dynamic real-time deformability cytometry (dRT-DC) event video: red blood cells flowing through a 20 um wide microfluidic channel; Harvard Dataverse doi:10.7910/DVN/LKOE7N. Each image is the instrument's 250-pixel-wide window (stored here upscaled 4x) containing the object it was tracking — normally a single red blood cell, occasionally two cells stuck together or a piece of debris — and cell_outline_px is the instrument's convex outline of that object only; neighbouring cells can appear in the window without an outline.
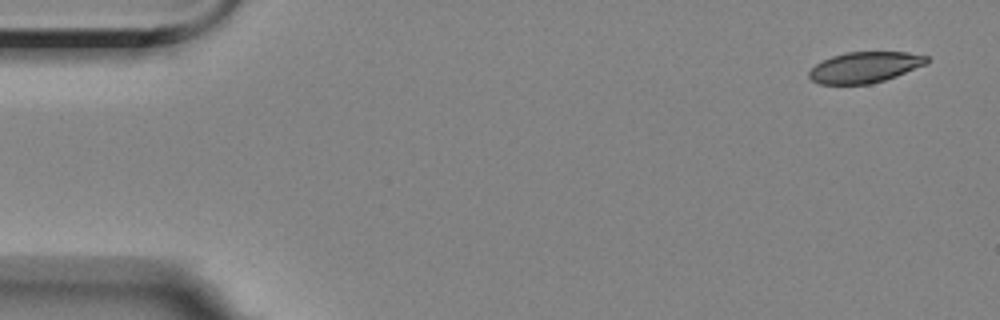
{"species": "Egyptian fruit bat (a non-hibernating species)", "species_latin": "Rousettus aegyptiacus", "temperature_condition": "room temperature", "stored_images_in_passage": 5, "camera_frame_rate_fps": 3000, "um_per_image_px": 0.085, "animal": {"sex": "female"}, "frame": {"image": 1, "passage_image": 1, "time_ms": 0.0, "image_size_px": [1000, 320], "cell_outline_px": [[928, 64], [896, 76], [872, 84], [820, 84], [812, 80], [808, 76], [808, 72], [816, 64], [832, 56], [844, 52], [908, 52], [928, 56]], "centroid_in_image_um": [73.53, 5.72], "position_along_channel_um": 11.5, "area_um2": 21.21}}
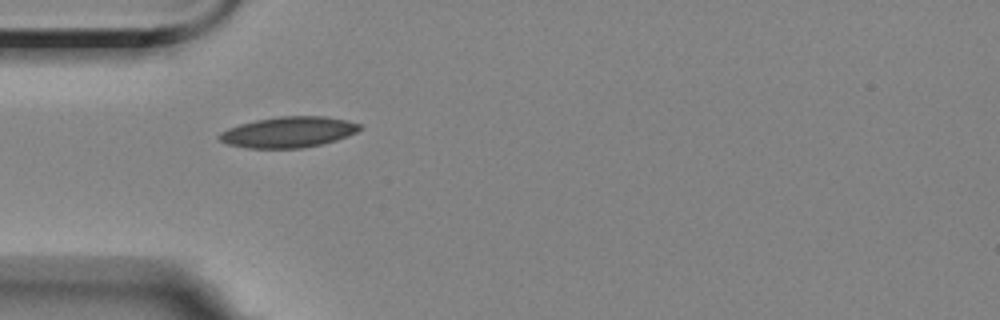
{"frame": {"image": 2, "passage_image": 5, "time_ms": 4.667, "image_size_px": [1000, 320], "cell_outline_px": [[364, 128], [348, 136], [324, 144], [304, 148], [244, 148], [228, 144], [220, 140], [216, 136], [220, 132], [228, 128], [240, 124], [256, 120], [280, 116], [324, 116], [348, 120], [360, 124]], "centroid_in_image_um": [24.54, 11.23], "position_along_channel_um": 60.5, "area_um2": 25.43}}